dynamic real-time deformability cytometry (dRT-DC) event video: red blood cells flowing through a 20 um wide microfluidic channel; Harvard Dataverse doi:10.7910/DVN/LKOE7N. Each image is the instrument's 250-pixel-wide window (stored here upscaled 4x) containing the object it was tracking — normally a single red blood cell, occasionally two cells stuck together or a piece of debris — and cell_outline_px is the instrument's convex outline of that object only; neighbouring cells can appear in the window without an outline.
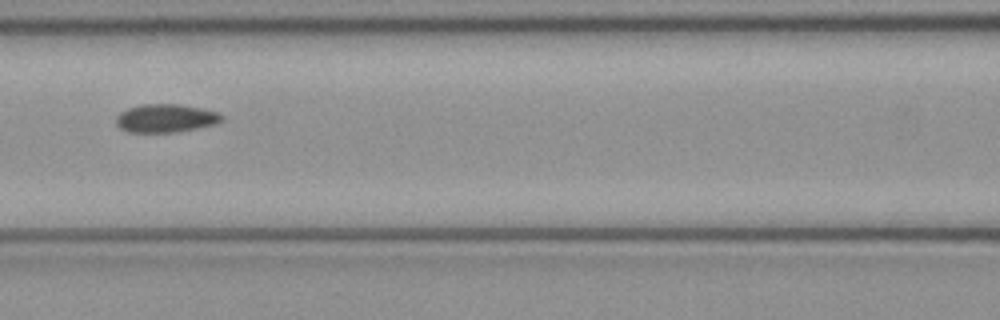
{"species": "common noctule bat (a hibernating species)", "species_latin": "Nyctalus noctula", "temperature_condition": "cold", "stored_images_in_passage": 8, "camera_frame_rate_fps": 3000, "um_per_image_px": 0.085, "animal": {"sex": "female", "body_mass_g": 21.9}, "frame": {"image": 1, "passage_image": 8, "time_ms": 2.333, "image_size_px": [1000, 320], "cell_outline_px": [[224, 120], [216, 124], [176, 132], [128, 132], [120, 128], [116, 124], [116, 116], [120, 112], [128, 108], [140, 104], [176, 104], [200, 108], [220, 112], [224, 116]], "centroid_in_image_um": [14.1, 10.05], "position_along_channel_um": 152.5, "area_um2": 17.51}}